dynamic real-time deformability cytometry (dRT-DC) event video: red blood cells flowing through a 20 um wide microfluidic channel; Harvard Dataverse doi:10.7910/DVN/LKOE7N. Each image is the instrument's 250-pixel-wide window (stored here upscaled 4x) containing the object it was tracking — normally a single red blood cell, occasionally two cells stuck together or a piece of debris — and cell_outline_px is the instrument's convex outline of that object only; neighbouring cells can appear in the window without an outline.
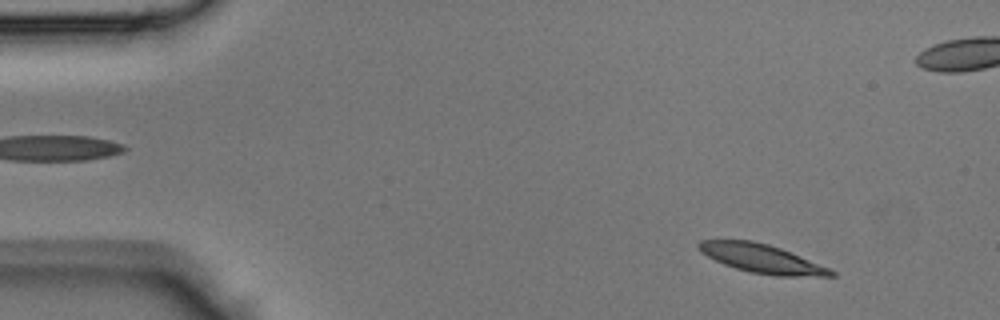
{"species": "Egyptian fruit bat (a non-hibernating species)", "species_latin": "Rousettus aegyptiacus", "temperature_condition": "room temperature", "stored_images_in_passage": 10, "camera_frame_rate_fps": 3000, "um_per_image_px": 0.085, "animal": {"sex": "male"}, "frame": {"image": 1, "passage_image": 4, "time_ms": 1.0, "image_size_px": [1000, 320], "cell_outline_px": [[836, 276], [776, 276], [748, 272], [724, 264], [700, 252], [696, 244], [700, 240], [752, 240], [768, 244], [780, 248], [828, 268], [836, 272]], "centroid_in_image_um": [64.71, 21.98], "position_along_channel_um": 20.3, "area_um2": 21.91}}